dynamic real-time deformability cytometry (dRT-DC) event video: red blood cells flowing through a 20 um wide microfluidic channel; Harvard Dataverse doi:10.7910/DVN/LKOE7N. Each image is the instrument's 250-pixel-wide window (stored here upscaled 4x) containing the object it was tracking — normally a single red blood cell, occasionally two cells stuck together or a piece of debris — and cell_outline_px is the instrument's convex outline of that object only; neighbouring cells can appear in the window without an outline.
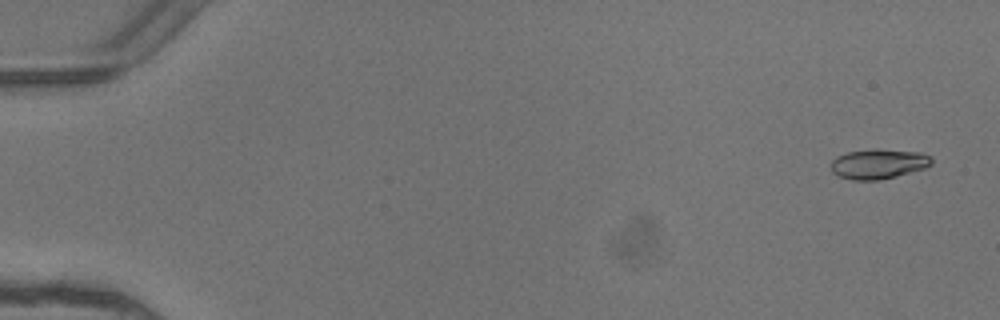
{"species": "common noctule bat (a hibernating species)", "species_latin": "Nyctalus noctula", "temperature_condition": "warm", "stored_images_in_passage": 4, "camera_frame_rate_fps": 3000, "um_per_image_px": 0.085, "animal": {"sex": "female"}, "frame": {"image": 1, "passage_image": 1, "time_ms": 0.0, "image_size_px": [1000, 320], "cell_outline_px": [[932, 164], [924, 168], [896, 176], [880, 180], [852, 180], [840, 176], [832, 172], [832, 160], [836, 156], [848, 152], [876, 148], [920, 152], [932, 156]], "centroid_in_image_um": [74.69, 13.92], "position_along_channel_um": 10.3, "area_um2": 17.57}}
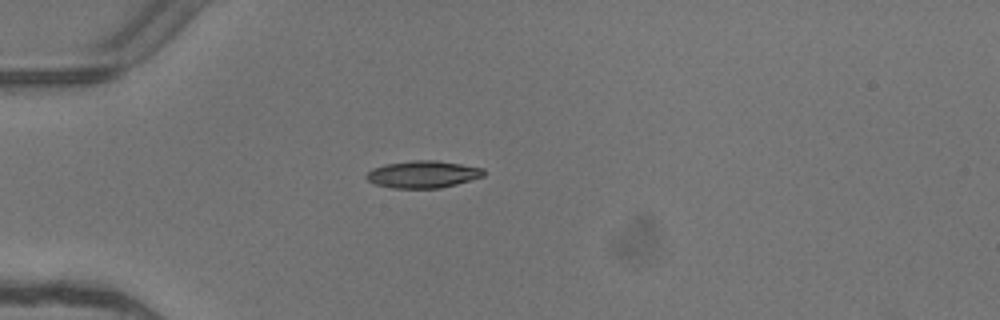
{"frame": {"image": 2, "passage_image": 4, "time_ms": 1.0, "image_size_px": [1000, 320], "cell_outline_px": [[484, 176], [456, 184], [440, 188], [392, 188], [376, 184], [368, 180], [364, 176], [372, 168], [384, 164], [412, 160], [436, 160], [484, 168]], "centroid_in_image_um": [35.93, 14.81], "position_along_channel_um": 49.1, "area_um2": 18.55}}